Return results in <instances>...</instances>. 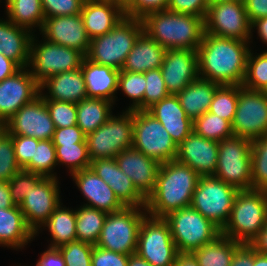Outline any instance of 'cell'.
<instances>
[{
    "label": "cell",
    "instance_id": "obj_1",
    "mask_svg": "<svg viewBox=\"0 0 267 266\" xmlns=\"http://www.w3.org/2000/svg\"><path fill=\"white\" fill-rule=\"evenodd\" d=\"M250 42L204 33L197 49L199 77L219 85H241Z\"/></svg>",
    "mask_w": 267,
    "mask_h": 266
},
{
    "label": "cell",
    "instance_id": "obj_2",
    "mask_svg": "<svg viewBox=\"0 0 267 266\" xmlns=\"http://www.w3.org/2000/svg\"><path fill=\"white\" fill-rule=\"evenodd\" d=\"M199 178L192 168L177 160L162 163L155 189L146 199L147 214L164 218L173 211L190 206Z\"/></svg>",
    "mask_w": 267,
    "mask_h": 266
},
{
    "label": "cell",
    "instance_id": "obj_3",
    "mask_svg": "<svg viewBox=\"0 0 267 266\" xmlns=\"http://www.w3.org/2000/svg\"><path fill=\"white\" fill-rule=\"evenodd\" d=\"M141 21L144 32L165 49L197 50L205 33L204 18L192 14L161 10Z\"/></svg>",
    "mask_w": 267,
    "mask_h": 266
},
{
    "label": "cell",
    "instance_id": "obj_4",
    "mask_svg": "<svg viewBox=\"0 0 267 266\" xmlns=\"http://www.w3.org/2000/svg\"><path fill=\"white\" fill-rule=\"evenodd\" d=\"M267 223V191L241 190L234 199L227 224L221 230L225 237L250 244Z\"/></svg>",
    "mask_w": 267,
    "mask_h": 266
},
{
    "label": "cell",
    "instance_id": "obj_5",
    "mask_svg": "<svg viewBox=\"0 0 267 266\" xmlns=\"http://www.w3.org/2000/svg\"><path fill=\"white\" fill-rule=\"evenodd\" d=\"M143 32L141 19L125 16L110 32L91 39L86 58L120 71Z\"/></svg>",
    "mask_w": 267,
    "mask_h": 266
},
{
    "label": "cell",
    "instance_id": "obj_6",
    "mask_svg": "<svg viewBox=\"0 0 267 266\" xmlns=\"http://www.w3.org/2000/svg\"><path fill=\"white\" fill-rule=\"evenodd\" d=\"M171 236L178 252L192 253L221 235V229L191 206L169 213Z\"/></svg>",
    "mask_w": 267,
    "mask_h": 266
},
{
    "label": "cell",
    "instance_id": "obj_7",
    "mask_svg": "<svg viewBox=\"0 0 267 266\" xmlns=\"http://www.w3.org/2000/svg\"><path fill=\"white\" fill-rule=\"evenodd\" d=\"M251 144L252 140L236 136L218 142V163L213 176L239 191L251 190Z\"/></svg>",
    "mask_w": 267,
    "mask_h": 266
},
{
    "label": "cell",
    "instance_id": "obj_8",
    "mask_svg": "<svg viewBox=\"0 0 267 266\" xmlns=\"http://www.w3.org/2000/svg\"><path fill=\"white\" fill-rule=\"evenodd\" d=\"M146 215L145 207L108 213L95 246L121 254L136 253L139 228Z\"/></svg>",
    "mask_w": 267,
    "mask_h": 266
},
{
    "label": "cell",
    "instance_id": "obj_9",
    "mask_svg": "<svg viewBox=\"0 0 267 266\" xmlns=\"http://www.w3.org/2000/svg\"><path fill=\"white\" fill-rule=\"evenodd\" d=\"M37 41L34 34L28 68L39 84L52 75L81 68L86 57L82 52L51 43L44 38L39 44Z\"/></svg>",
    "mask_w": 267,
    "mask_h": 266
},
{
    "label": "cell",
    "instance_id": "obj_10",
    "mask_svg": "<svg viewBox=\"0 0 267 266\" xmlns=\"http://www.w3.org/2000/svg\"><path fill=\"white\" fill-rule=\"evenodd\" d=\"M132 147L160 164L176 160L178 146L147 110H133Z\"/></svg>",
    "mask_w": 267,
    "mask_h": 266
},
{
    "label": "cell",
    "instance_id": "obj_11",
    "mask_svg": "<svg viewBox=\"0 0 267 266\" xmlns=\"http://www.w3.org/2000/svg\"><path fill=\"white\" fill-rule=\"evenodd\" d=\"M238 192L237 188L214 176H200L190 206L222 230Z\"/></svg>",
    "mask_w": 267,
    "mask_h": 266
},
{
    "label": "cell",
    "instance_id": "obj_12",
    "mask_svg": "<svg viewBox=\"0 0 267 266\" xmlns=\"http://www.w3.org/2000/svg\"><path fill=\"white\" fill-rule=\"evenodd\" d=\"M133 110L112 115L103 125L86 136L91 161L115 158L121 151L132 147Z\"/></svg>",
    "mask_w": 267,
    "mask_h": 266
},
{
    "label": "cell",
    "instance_id": "obj_13",
    "mask_svg": "<svg viewBox=\"0 0 267 266\" xmlns=\"http://www.w3.org/2000/svg\"><path fill=\"white\" fill-rule=\"evenodd\" d=\"M136 253L152 266H173L178 250L164 218L146 215L141 222Z\"/></svg>",
    "mask_w": 267,
    "mask_h": 266
},
{
    "label": "cell",
    "instance_id": "obj_14",
    "mask_svg": "<svg viewBox=\"0 0 267 266\" xmlns=\"http://www.w3.org/2000/svg\"><path fill=\"white\" fill-rule=\"evenodd\" d=\"M231 127L236 137L254 140L267 135V92L239 85L237 109Z\"/></svg>",
    "mask_w": 267,
    "mask_h": 266
},
{
    "label": "cell",
    "instance_id": "obj_15",
    "mask_svg": "<svg viewBox=\"0 0 267 266\" xmlns=\"http://www.w3.org/2000/svg\"><path fill=\"white\" fill-rule=\"evenodd\" d=\"M204 24L205 33L221 38L250 40L251 23L243 0L209 4Z\"/></svg>",
    "mask_w": 267,
    "mask_h": 266
},
{
    "label": "cell",
    "instance_id": "obj_16",
    "mask_svg": "<svg viewBox=\"0 0 267 266\" xmlns=\"http://www.w3.org/2000/svg\"><path fill=\"white\" fill-rule=\"evenodd\" d=\"M10 135H22L37 140H52L55 125L41 93L23 105L5 124Z\"/></svg>",
    "mask_w": 267,
    "mask_h": 266
},
{
    "label": "cell",
    "instance_id": "obj_17",
    "mask_svg": "<svg viewBox=\"0 0 267 266\" xmlns=\"http://www.w3.org/2000/svg\"><path fill=\"white\" fill-rule=\"evenodd\" d=\"M58 182V178L43 177L28 194H25V199L19 206L35 236L39 234L41 225L61 203Z\"/></svg>",
    "mask_w": 267,
    "mask_h": 266
},
{
    "label": "cell",
    "instance_id": "obj_18",
    "mask_svg": "<svg viewBox=\"0 0 267 266\" xmlns=\"http://www.w3.org/2000/svg\"><path fill=\"white\" fill-rule=\"evenodd\" d=\"M40 95V84L28 68H20L0 82V123L3 125L25 104Z\"/></svg>",
    "mask_w": 267,
    "mask_h": 266
},
{
    "label": "cell",
    "instance_id": "obj_19",
    "mask_svg": "<svg viewBox=\"0 0 267 266\" xmlns=\"http://www.w3.org/2000/svg\"><path fill=\"white\" fill-rule=\"evenodd\" d=\"M160 69L168 93L177 95L199 78L197 50L166 49Z\"/></svg>",
    "mask_w": 267,
    "mask_h": 266
},
{
    "label": "cell",
    "instance_id": "obj_20",
    "mask_svg": "<svg viewBox=\"0 0 267 266\" xmlns=\"http://www.w3.org/2000/svg\"><path fill=\"white\" fill-rule=\"evenodd\" d=\"M41 33L47 41L70 47L82 52L85 56L91 42L81 14L45 18Z\"/></svg>",
    "mask_w": 267,
    "mask_h": 266
},
{
    "label": "cell",
    "instance_id": "obj_21",
    "mask_svg": "<svg viewBox=\"0 0 267 266\" xmlns=\"http://www.w3.org/2000/svg\"><path fill=\"white\" fill-rule=\"evenodd\" d=\"M176 160L200 176H213L218 163V142L192 131L179 145Z\"/></svg>",
    "mask_w": 267,
    "mask_h": 266
},
{
    "label": "cell",
    "instance_id": "obj_22",
    "mask_svg": "<svg viewBox=\"0 0 267 266\" xmlns=\"http://www.w3.org/2000/svg\"><path fill=\"white\" fill-rule=\"evenodd\" d=\"M115 160L137 191L147 199L154 191L160 163L131 147L121 151Z\"/></svg>",
    "mask_w": 267,
    "mask_h": 266
},
{
    "label": "cell",
    "instance_id": "obj_23",
    "mask_svg": "<svg viewBox=\"0 0 267 266\" xmlns=\"http://www.w3.org/2000/svg\"><path fill=\"white\" fill-rule=\"evenodd\" d=\"M90 168L111 187L124 207L146 206V199L137 191L132 180L119 169L115 158L93 160Z\"/></svg>",
    "mask_w": 267,
    "mask_h": 266
},
{
    "label": "cell",
    "instance_id": "obj_24",
    "mask_svg": "<svg viewBox=\"0 0 267 266\" xmlns=\"http://www.w3.org/2000/svg\"><path fill=\"white\" fill-rule=\"evenodd\" d=\"M79 191L87 200L85 206L96 208L106 213L120 211L124 206L120 203L111 187L105 183L91 168L71 174Z\"/></svg>",
    "mask_w": 267,
    "mask_h": 266
},
{
    "label": "cell",
    "instance_id": "obj_25",
    "mask_svg": "<svg viewBox=\"0 0 267 266\" xmlns=\"http://www.w3.org/2000/svg\"><path fill=\"white\" fill-rule=\"evenodd\" d=\"M147 111L160 121L177 146L193 131V121L181 107L177 95L169 94Z\"/></svg>",
    "mask_w": 267,
    "mask_h": 266
},
{
    "label": "cell",
    "instance_id": "obj_26",
    "mask_svg": "<svg viewBox=\"0 0 267 266\" xmlns=\"http://www.w3.org/2000/svg\"><path fill=\"white\" fill-rule=\"evenodd\" d=\"M80 14L90 39L110 32L125 17L110 0H85Z\"/></svg>",
    "mask_w": 267,
    "mask_h": 266
},
{
    "label": "cell",
    "instance_id": "obj_27",
    "mask_svg": "<svg viewBox=\"0 0 267 266\" xmlns=\"http://www.w3.org/2000/svg\"><path fill=\"white\" fill-rule=\"evenodd\" d=\"M47 88L45 95L43 90ZM40 93L44 100L79 103L88 98L82 69L65 71L48 77L40 84Z\"/></svg>",
    "mask_w": 267,
    "mask_h": 266
},
{
    "label": "cell",
    "instance_id": "obj_28",
    "mask_svg": "<svg viewBox=\"0 0 267 266\" xmlns=\"http://www.w3.org/2000/svg\"><path fill=\"white\" fill-rule=\"evenodd\" d=\"M81 69L88 98H102L115 103L120 71L94 63L86 57Z\"/></svg>",
    "mask_w": 267,
    "mask_h": 266
},
{
    "label": "cell",
    "instance_id": "obj_29",
    "mask_svg": "<svg viewBox=\"0 0 267 266\" xmlns=\"http://www.w3.org/2000/svg\"><path fill=\"white\" fill-rule=\"evenodd\" d=\"M34 32L17 26L9 19H0V54L14 61L20 68H28L30 44Z\"/></svg>",
    "mask_w": 267,
    "mask_h": 266
},
{
    "label": "cell",
    "instance_id": "obj_30",
    "mask_svg": "<svg viewBox=\"0 0 267 266\" xmlns=\"http://www.w3.org/2000/svg\"><path fill=\"white\" fill-rule=\"evenodd\" d=\"M35 238L18 205L0 209V246L22 249Z\"/></svg>",
    "mask_w": 267,
    "mask_h": 266
},
{
    "label": "cell",
    "instance_id": "obj_31",
    "mask_svg": "<svg viewBox=\"0 0 267 266\" xmlns=\"http://www.w3.org/2000/svg\"><path fill=\"white\" fill-rule=\"evenodd\" d=\"M166 49L143 32L127 55L120 71L144 73L161 68Z\"/></svg>",
    "mask_w": 267,
    "mask_h": 266
},
{
    "label": "cell",
    "instance_id": "obj_32",
    "mask_svg": "<svg viewBox=\"0 0 267 266\" xmlns=\"http://www.w3.org/2000/svg\"><path fill=\"white\" fill-rule=\"evenodd\" d=\"M219 86L215 82L199 77L177 94L181 107L192 121L209 110Z\"/></svg>",
    "mask_w": 267,
    "mask_h": 266
},
{
    "label": "cell",
    "instance_id": "obj_33",
    "mask_svg": "<svg viewBox=\"0 0 267 266\" xmlns=\"http://www.w3.org/2000/svg\"><path fill=\"white\" fill-rule=\"evenodd\" d=\"M114 103L102 98H86L76 104L77 126L87 136L111 116Z\"/></svg>",
    "mask_w": 267,
    "mask_h": 266
},
{
    "label": "cell",
    "instance_id": "obj_34",
    "mask_svg": "<svg viewBox=\"0 0 267 266\" xmlns=\"http://www.w3.org/2000/svg\"><path fill=\"white\" fill-rule=\"evenodd\" d=\"M60 203L53 211L49 219L40 228L47 227L51 235L52 248L77 240L76 235V210L62 207Z\"/></svg>",
    "mask_w": 267,
    "mask_h": 266
},
{
    "label": "cell",
    "instance_id": "obj_35",
    "mask_svg": "<svg viewBox=\"0 0 267 266\" xmlns=\"http://www.w3.org/2000/svg\"><path fill=\"white\" fill-rule=\"evenodd\" d=\"M242 243L220 235L192 253L199 266H230L235 250Z\"/></svg>",
    "mask_w": 267,
    "mask_h": 266
},
{
    "label": "cell",
    "instance_id": "obj_36",
    "mask_svg": "<svg viewBox=\"0 0 267 266\" xmlns=\"http://www.w3.org/2000/svg\"><path fill=\"white\" fill-rule=\"evenodd\" d=\"M5 6L12 23L31 32L38 27L41 32L45 22L41 0H10Z\"/></svg>",
    "mask_w": 267,
    "mask_h": 266
},
{
    "label": "cell",
    "instance_id": "obj_37",
    "mask_svg": "<svg viewBox=\"0 0 267 266\" xmlns=\"http://www.w3.org/2000/svg\"><path fill=\"white\" fill-rule=\"evenodd\" d=\"M107 214L104 211L85 205H81L76 209L77 240L95 246L100 237Z\"/></svg>",
    "mask_w": 267,
    "mask_h": 266
},
{
    "label": "cell",
    "instance_id": "obj_38",
    "mask_svg": "<svg viewBox=\"0 0 267 266\" xmlns=\"http://www.w3.org/2000/svg\"><path fill=\"white\" fill-rule=\"evenodd\" d=\"M193 131L206 139L217 142L234 136L228 120L208 111L193 121Z\"/></svg>",
    "mask_w": 267,
    "mask_h": 266
},
{
    "label": "cell",
    "instance_id": "obj_39",
    "mask_svg": "<svg viewBox=\"0 0 267 266\" xmlns=\"http://www.w3.org/2000/svg\"><path fill=\"white\" fill-rule=\"evenodd\" d=\"M57 164L56 149L52 140H40L35 146L34 156L23 170L40 174L43 177H56L53 173Z\"/></svg>",
    "mask_w": 267,
    "mask_h": 266
},
{
    "label": "cell",
    "instance_id": "obj_40",
    "mask_svg": "<svg viewBox=\"0 0 267 266\" xmlns=\"http://www.w3.org/2000/svg\"><path fill=\"white\" fill-rule=\"evenodd\" d=\"M247 56L246 72L242 86L255 91L267 92V51L258 53L251 52Z\"/></svg>",
    "mask_w": 267,
    "mask_h": 266
},
{
    "label": "cell",
    "instance_id": "obj_41",
    "mask_svg": "<svg viewBox=\"0 0 267 266\" xmlns=\"http://www.w3.org/2000/svg\"><path fill=\"white\" fill-rule=\"evenodd\" d=\"M252 189L267 191V135L251 144Z\"/></svg>",
    "mask_w": 267,
    "mask_h": 266
},
{
    "label": "cell",
    "instance_id": "obj_42",
    "mask_svg": "<svg viewBox=\"0 0 267 266\" xmlns=\"http://www.w3.org/2000/svg\"><path fill=\"white\" fill-rule=\"evenodd\" d=\"M239 94V85H220L213 96L208 112L232 123Z\"/></svg>",
    "mask_w": 267,
    "mask_h": 266
},
{
    "label": "cell",
    "instance_id": "obj_43",
    "mask_svg": "<svg viewBox=\"0 0 267 266\" xmlns=\"http://www.w3.org/2000/svg\"><path fill=\"white\" fill-rule=\"evenodd\" d=\"M57 164H65L70 174L90 168L87 143H74L69 145L55 146Z\"/></svg>",
    "mask_w": 267,
    "mask_h": 266
},
{
    "label": "cell",
    "instance_id": "obj_44",
    "mask_svg": "<svg viewBox=\"0 0 267 266\" xmlns=\"http://www.w3.org/2000/svg\"><path fill=\"white\" fill-rule=\"evenodd\" d=\"M146 88L145 74L140 72L120 71L118 90L128 96L133 102L127 110H143V97Z\"/></svg>",
    "mask_w": 267,
    "mask_h": 266
},
{
    "label": "cell",
    "instance_id": "obj_45",
    "mask_svg": "<svg viewBox=\"0 0 267 266\" xmlns=\"http://www.w3.org/2000/svg\"><path fill=\"white\" fill-rule=\"evenodd\" d=\"M20 170L12 136L4 129L0 133V181H9Z\"/></svg>",
    "mask_w": 267,
    "mask_h": 266
},
{
    "label": "cell",
    "instance_id": "obj_46",
    "mask_svg": "<svg viewBox=\"0 0 267 266\" xmlns=\"http://www.w3.org/2000/svg\"><path fill=\"white\" fill-rule=\"evenodd\" d=\"M58 249L66 266H91L93 245L76 240Z\"/></svg>",
    "mask_w": 267,
    "mask_h": 266
},
{
    "label": "cell",
    "instance_id": "obj_47",
    "mask_svg": "<svg viewBox=\"0 0 267 266\" xmlns=\"http://www.w3.org/2000/svg\"><path fill=\"white\" fill-rule=\"evenodd\" d=\"M146 79V88L143 97V110H147L154 103L161 101L169 95L161 69H152L144 72Z\"/></svg>",
    "mask_w": 267,
    "mask_h": 266
},
{
    "label": "cell",
    "instance_id": "obj_48",
    "mask_svg": "<svg viewBox=\"0 0 267 266\" xmlns=\"http://www.w3.org/2000/svg\"><path fill=\"white\" fill-rule=\"evenodd\" d=\"M55 128L77 125L76 103L56 100H44Z\"/></svg>",
    "mask_w": 267,
    "mask_h": 266
},
{
    "label": "cell",
    "instance_id": "obj_49",
    "mask_svg": "<svg viewBox=\"0 0 267 266\" xmlns=\"http://www.w3.org/2000/svg\"><path fill=\"white\" fill-rule=\"evenodd\" d=\"M42 178L43 176L40 174H35L23 169L18 171L9 180L10 193L14 204L20 206L25 199V194H28L30 189H33Z\"/></svg>",
    "mask_w": 267,
    "mask_h": 266
},
{
    "label": "cell",
    "instance_id": "obj_50",
    "mask_svg": "<svg viewBox=\"0 0 267 266\" xmlns=\"http://www.w3.org/2000/svg\"><path fill=\"white\" fill-rule=\"evenodd\" d=\"M45 18L80 14L85 0H41Z\"/></svg>",
    "mask_w": 267,
    "mask_h": 266
},
{
    "label": "cell",
    "instance_id": "obj_51",
    "mask_svg": "<svg viewBox=\"0 0 267 266\" xmlns=\"http://www.w3.org/2000/svg\"><path fill=\"white\" fill-rule=\"evenodd\" d=\"M11 136L14 145L16 161L20 168L23 169L34 156L35 146L38 145L40 140L22 135Z\"/></svg>",
    "mask_w": 267,
    "mask_h": 266
},
{
    "label": "cell",
    "instance_id": "obj_52",
    "mask_svg": "<svg viewBox=\"0 0 267 266\" xmlns=\"http://www.w3.org/2000/svg\"><path fill=\"white\" fill-rule=\"evenodd\" d=\"M169 0H134L124 11V15L130 18L142 19L146 14L167 10Z\"/></svg>",
    "mask_w": 267,
    "mask_h": 266
},
{
    "label": "cell",
    "instance_id": "obj_53",
    "mask_svg": "<svg viewBox=\"0 0 267 266\" xmlns=\"http://www.w3.org/2000/svg\"><path fill=\"white\" fill-rule=\"evenodd\" d=\"M129 255L93 246L91 266H127Z\"/></svg>",
    "mask_w": 267,
    "mask_h": 266
},
{
    "label": "cell",
    "instance_id": "obj_54",
    "mask_svg": "<svg viewBox=\"0 0 267 266\" xmlns=\"http://www.w3.org/2000/svg\"><path fill=\"white\" fill-rule=\"evenodd\" d=\"M208 6V0H169L167 10L192 14L205 19Z\"/></svg>",
    "mask_w": 267,
    "mask_h": 266
},
{
    "label": "cell",
    "instance_id": "obj_55",
    "mask_svg": "<svg viewBox=\"0 0 267 266\" xmlns=\"http://www.w3.org/2000/svg\"><path fill=\"white\" fill-rule=\"evenodd\" d=\"M52 142L54 146L86 143V135L77 125L72 127L56 128Z\"/></svg>",
    "mask_w": 267,
    "mask_h": 266
},
{
    "label": "cell",
    "instance_id": "obj_56",
    "mask_svg": "<svg viewBox=\"0 0 267 266\" xmlns=\"http://www.w3.org/2000/svg\"><path fill=\"white\" fill-rule=\"evenodd\" d=\"M254 248L250 244L242 243L232 257L230 266H253Z\"/></svg>",
    "mask_w": 267,
    "mask_h": 266
},
{
    "label": "cell",
    "instance_id": "obj_57",
    "mask_svg": "<svg viewBox=\"0 0 267 266\" xmlns=\"http://www.w3.org/2000/svg\"><path fill=\"white\" fill-rule=\"evenodd\" d=\"M250 23L267 17V0H243Z\"/></svg>",
    "mask_w": 267,
    "mask_h": 266
},
{
    "label": "cell",
    "instance_id": "obj_58",
    "mask_svg": "<svg viewBox=\"0 0 267 266\" xmlns=\"http://www.w3.org/2000/svg\"><path fill=\"white\" fill-rule=\"evenodd\" d=\"M36 266H66V264L58 248L48 247L39 257Z\"/></svg>",
    "mask_w": 267,
    "mask_h": 266
},
{
    "label": "cell",
    "instance_id": "obj_59",
    "mask_svg": "<svg viewBox=\"0 0 267 266\" xmlns=\"http://www.w3.org/2000/svg\"><path fill=\"white\" fill-rule=\"evenodd\" d=\"M20 67L11 59L0 54V82L16 73Z\"/></svg>",
    "mask_w": 267,
    "mask_h": 266
},
{
    "label": "cell",
    "instance_id": "obj_60",
    "mask_svg": "<svg viewBox=\"0 0 267 266\" xmlns=\"http://www.w3.org/2000/svg\"><path fill=\"white\" fill-rule=\"evenodd\" d=\"M256 252L267 254V223L259 234L250 242Z\"/></svg>",
    "mask_w": 267,
    "mask_h": 266
},
{
    "label": "cell",
    "instance_id": "obj_61",
    "mask_svg": "<svg viewBox=\"0 0 267 266\" xmlns=\"http://www.w3.org/2000/svg\"><path fill=\"white\" fill-rule=\"evenodd\" d=\"M16 206L12 201V196L9 188V181H0V209L12 208Z\"/></svg>",
    "mask_w": 267,
    "mask_h": 266
},
{
    "label": "cell",
    "instance_id": "obj_62",
    "mask_svg": "<svg viewBox=\"0 0 267 266\" xmlns=\"http://www.w3.org/2000/svg\"><path fill=\"white\" fill-rule=\"evenodd\" d=\"M250 27H251L250 28L251 29L250 39L252 38L253 30L257 29L258 36L260 37L262 42L267 44V17H262V18L256 19L255 21H252Z\"/></svg>",
    "mask_w": 267,
    "mask_h": 266
},
{
    "label": "cell",
    "instance_id": "obj_63",
    "mask_svg": "<svg viewBox=\"0 0 267 266\" xmlns=\"http://www.w3.org/2000/svg\"><path fill=\"white\" fill-rule=\"evenodd\" d=\"M173 266H199L193 253L178 252Z\"/></svg>",
    "mask_w": 267,
    "mask_h": 266
},
{
    "label": "cell",
    "instance_id": "obj_64",
    "mask_svg": "<svg viewBox=\"0 0 267 266\" xmlns=\"http://www.w3.org/2000/svg\"><path fill=\"white\" fill-rule=\"evenodd\" d=\"M127 266H152L148 261L140 257L137 253L129 255Z\"/></svg>",
    "mask_w": 267,
    "mask_h": 266
},
{
    "label": "cell",
    "instance_id": "obj_65",
    "mask_svg": "<svg viewBox=\"0 0 267 266\" xmlns=\"http://www.w3.org/2000/svg\"><path fill=\"white\" fill-rule=\"evenodd\" d=\"M253 266H267V254H261L254 250Z\"/></svg>",
    "mask_w": 267,
    "mask_h": 266
},
{
    "label": "cell",
    "instance_id": "obj_66",
    "mask_svg": "<svg viewBox=\"0 0 267 266\" xmlns=\"http://www.w3.org/2000/svg\"><path fill=\"white\" fill-rule=\"evenodd\" d=\"M118 6L123 12L134 2V0H110Z\"/></svg>",
    "mask_w": 267,
    "mask_h": 266
},
{
    "label": "cell",
    "instance_id": "obj_67",
    "mask_svg": "<svg viewBox=\"0 0 267 266\" xmlns=\"http://www.w3.org/2000/svg\"><path fill=\"white\" fill-rule=\"evenodd\" d=\"M222 1H237V0H208V3L209 4H214V3L222 2Z\"/></svg>",
    "mask_w": 267,
    "mask_h": 266
},
{
    "label": "cell",
    "instance_id": "obj_68",
    "mask_svg": "<svg viewBox=\"0 0 267 266\" xmlns=\"http://www.w3.org/2000/svg\"><path fill=\"white\" fill-rule=\"evenodd\" d=\"M4 130V125L0 123V133Z\"/></svg>",
    "mask_w": 267,
    "mask_h": 266
}]
</instances>
